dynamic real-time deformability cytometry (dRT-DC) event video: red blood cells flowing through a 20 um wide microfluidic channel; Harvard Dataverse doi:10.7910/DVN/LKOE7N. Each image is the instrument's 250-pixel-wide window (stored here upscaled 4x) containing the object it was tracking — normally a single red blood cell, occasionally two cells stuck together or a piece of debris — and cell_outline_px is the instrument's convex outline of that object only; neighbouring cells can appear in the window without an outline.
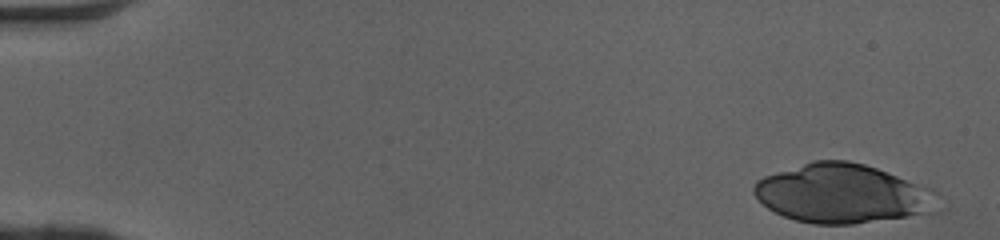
{"species": "human", "species_latin": "Homo sapiens", "temperature_condition": "cold", "stored_images_in_passage": 9, "camera_frame_rate_fps": 3000, "um_per_image_px": 0.085, "donor": {"sex": "female"}, "frame": {"image": 1, "passage_image": 1, "time_ms": 0.0, "image_size_px": [1000, 240], "cell_outline_px": [[940, 212], [852, 224], [812, 224], [796, 220], [784, 216], [768, 208], [752, 192], [752, 188], [756, 180], [764, 176], [812, 160], [848, 160], [864, 164], [876, 168], [932, 188], [936, 192]], "centroid_in_image_um": [71.65, 16.46], "position_along_channel_um": 13.4, "area_um2": 63.58}}